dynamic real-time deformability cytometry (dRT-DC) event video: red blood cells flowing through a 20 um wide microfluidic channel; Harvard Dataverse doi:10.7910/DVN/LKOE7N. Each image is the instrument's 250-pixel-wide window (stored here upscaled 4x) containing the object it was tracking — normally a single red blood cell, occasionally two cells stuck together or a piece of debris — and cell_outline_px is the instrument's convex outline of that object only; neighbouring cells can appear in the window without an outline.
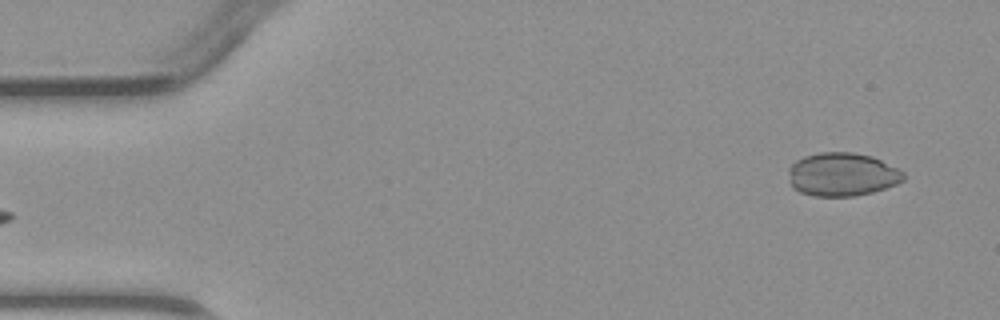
{"species": "common noctule bat (a hibernating species)", "species_latin": "Nyctalus noctula", "temperature_condition": "warm", "stored_images_in_passage": 2, "segment_of_instrument_passage": [2, 2], "camera_frame_rate_fps": 3000, "um_per_image_px": 0.085, "animal": {"sex": "male", "body_mass_g": 23.1, "forearm_length_mm": 52.7}, "frame": {"image": 1, "passage_image": 2, "time_ms": 1.333, "image_size_px": [1000, 320], "cell_outline_px": [[904, 180], [896, 184], [872, 192], [852, 196], [812, 196], [800, 192], [792, 188], [788, 180], [788, 168], [796, 160], [804, 156], [820, 152], [852, 152], [872, 156], [904, 172]], "centroid_in_image_um": [71.53, 14.82], "position_along_channel_um": 13.5, "area_um2": 29.19}}